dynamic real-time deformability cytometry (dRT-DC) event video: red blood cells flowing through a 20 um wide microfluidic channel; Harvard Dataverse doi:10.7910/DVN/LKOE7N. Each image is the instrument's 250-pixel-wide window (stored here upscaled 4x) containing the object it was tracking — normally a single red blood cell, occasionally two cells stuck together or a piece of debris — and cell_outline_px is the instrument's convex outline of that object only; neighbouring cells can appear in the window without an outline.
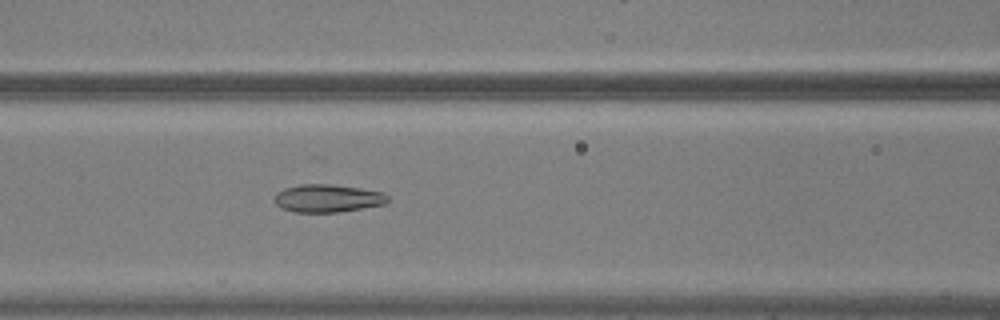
{"species": "common noctule bat (a hibernating species)", "species_latin": "Nyctalus noctula", "temperature_condition": "warm", "stored_images_in_passage": 46, "camera_frame_rate_fps": 3000, "um_per_image_px": 0.085, "animal": {"sex": "male", "body_mass_g": 20.5, "forearm_length_mm": 52.5}, "frame": {"image": 1, "passage_image": 16, "time_ms": 5.0, "image_size_px": [1000, 320], "cell_outline_px": [[388, 200], [384, 204], [340, 212], [296, 212], [280, 208], [276, 204], [276, 192], [284, 188], [300, 184], [328, 184], [360, 188], [380, 192], [388, 196]], "centroid_in_image_um": [27.81, 16.86], "position_along_channel_um": 138.8, "area_um2": 18.21}}
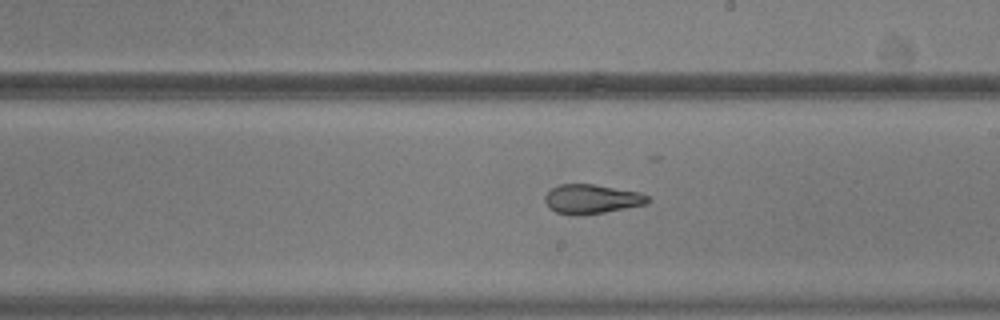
{"frame": {"image": 2, "passage_image": 24, "time_ms": 7.667, "image_size_px": [1000, 320], "cell_outline_px": [[652, 200], [648, 204], [604, 212], [580, 216], [572, 216], [556, 212], [548, 208], [544, 200], [544, 196], [552, 188], [560, 184], [592, 184], [640, 192], [648, 196]], "centroid_in_image_um": [50.29, 16.93], "position_along_channel_um": 238.7, "area_um2": 17.8}}
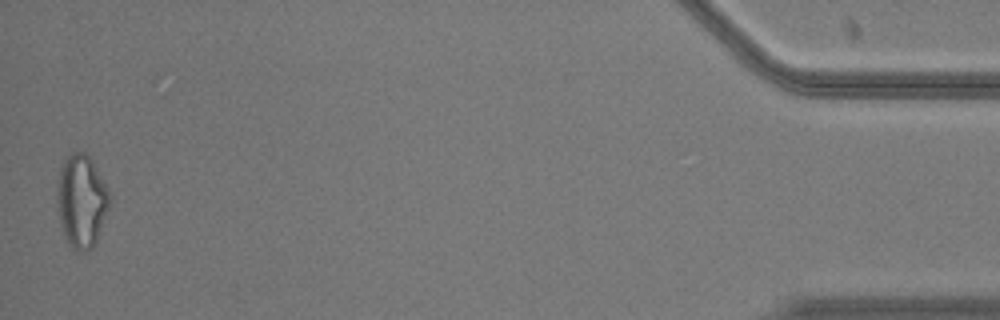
{"frame": {"image": 3, "passage_image": 46, "time_ms": 15.0, "image_size_px": [1000, 320], "cell_outline_px": [[108, 208], [96, 240], [92, 248], [84, 252], [80, 252], [72, 248], [68, 244], [60, 228], [56, 200], [56, 184], [60, 168], [64, 160], [72, 152], [84, 152], [92, 160], [108, 192]], "centroid_in_image_um": [6.86, 17.11], "position_along_channel_um": 428.3, "area_um2": 28.21}, "authors_computed_cell_mechanics": {"area_um2": 20.4612, "velocity_mm_per_s": 3.7494, "shape_relaxation_time_tau1_ms": null, "shape_relaxation_time_tau2_ms": 1.5732, "deformation_change_tau1": null, "deformation_change_tau2": 0.0937}}